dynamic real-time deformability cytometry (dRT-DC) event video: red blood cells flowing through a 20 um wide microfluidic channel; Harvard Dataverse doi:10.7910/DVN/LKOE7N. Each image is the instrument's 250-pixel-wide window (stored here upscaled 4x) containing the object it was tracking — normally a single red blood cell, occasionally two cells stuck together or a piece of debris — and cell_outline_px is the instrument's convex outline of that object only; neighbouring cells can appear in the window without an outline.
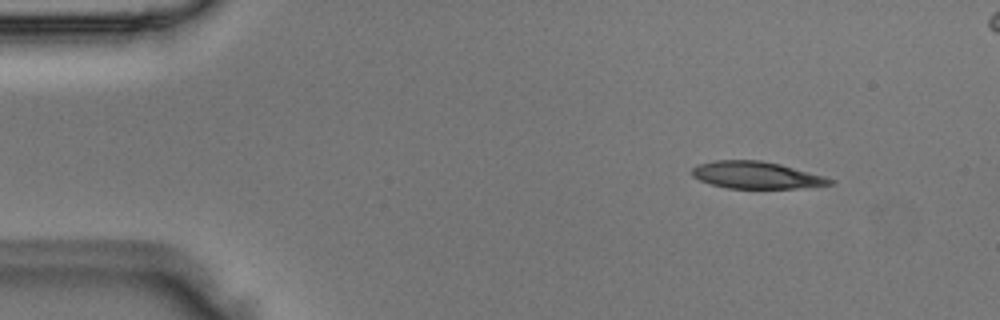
{"species": "Egyptian fruit bat (a non-hibernating species)", "species_latin": "Rousettus aegyptiacus", "temperature_condition": "room temperature", "stored_images_in_passage": 4, "segment_of_instrument_passage": [2, 2], "camera_frame_rate_fps": 3000, "um_per_image_px": 0.085, "animal": {"sex": "male"}, "frame": {"image": 1, "passage_image": 4, "time_ms": 1.0, "image_size_px": [1000, 320], "cell_outline_px": [[836, 184], [796, 188], [728, 188], [712, 184], [700, 180], [692, 176], [692, 168], [696, 164], [716, 160], [760, 160], [780, 164], [824, 176], [836, 180]], "centroid_in_image_um": [64.3, 14.88], "position_along_channel_um": 20.7, "area_um2": 21.73}}